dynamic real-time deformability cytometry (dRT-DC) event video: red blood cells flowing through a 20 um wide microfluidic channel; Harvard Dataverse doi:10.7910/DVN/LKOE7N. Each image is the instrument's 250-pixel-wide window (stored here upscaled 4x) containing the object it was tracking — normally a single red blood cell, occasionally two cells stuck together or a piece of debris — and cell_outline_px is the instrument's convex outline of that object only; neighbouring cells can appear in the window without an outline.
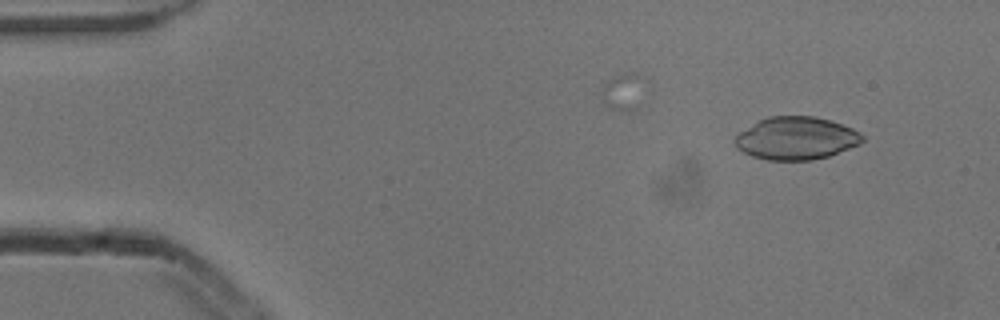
{"species": "common noctule bat (a hibernating species)", "species_latin": "Nyctalus noctula", "temperature_condition": "cold", "stored_images_in_passage": 4, "camera_frame_rate_fps": 3000, "um_per_image_px": 0.085, "animal": {"sex": "male", "body_mass_g": 13.3}, "frame": {"image": 1, "passage_image": 1, "time_ms": 0.0, "image_size_px": [1000, 320], "cell_outline_px": [[864, 140], [860, 144], [828, 156], [812, 160], [768, 160], [752, 156], [736, 148], [732, 140], [740, 132], [760, 120], [768, 116], [812, 116], [828, 120], [852, 128], [860, 132], [864, 136]], "centroid_in_image_um": [67.66, 11.76], "position_along_channel_um": 17.3, "area_um2": 31.62}}